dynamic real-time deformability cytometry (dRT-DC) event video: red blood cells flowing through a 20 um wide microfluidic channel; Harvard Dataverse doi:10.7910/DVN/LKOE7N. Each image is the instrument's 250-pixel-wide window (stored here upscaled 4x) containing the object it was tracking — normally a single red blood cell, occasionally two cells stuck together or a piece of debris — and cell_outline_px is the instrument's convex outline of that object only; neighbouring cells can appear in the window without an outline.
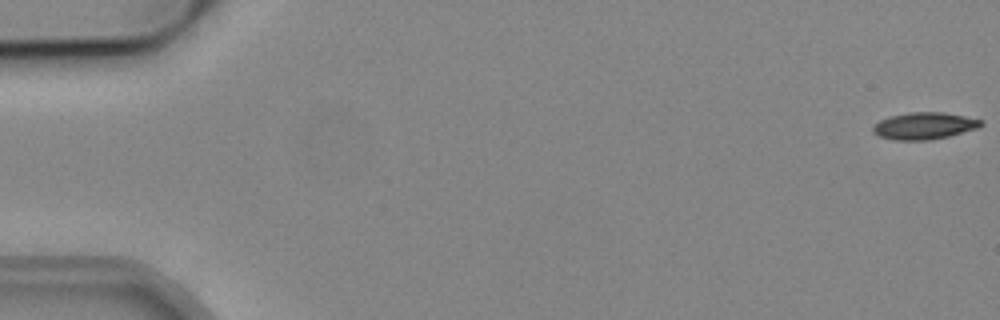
{"species": "common noctule bat (a hibernating species)", "species_latin": "Nyctalus noctula", "temperature_condition": "cold", "stored_images_in_passage": 54, "camera_frame_rate_fps": 3000, "um_per_image_px": 0.085, "animal": {"sex": "male", "body_mass_g": 19.2, "forearm_length_mm": 51.8}, "frame": {"image": 1, "passage_image": 1, "time_ms": 0.0, "image_size_px": [1000, 320], "cell_outline_px": [[984, 124], [976, 128], [948, 136], [928, 140], [896, 140], [880, 136], [872, 132], [872, 128], [880, 120], [888, 116], [908, 112], [944, 112], [984, 120]], "centroid_in_image_um": [78.55, 10.68], "position_along_channel_um": 6.4, "area_um2": 16.88}}
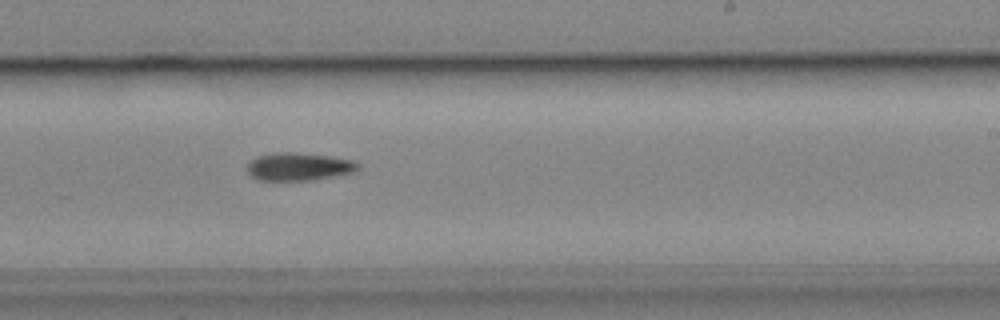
{"frame": {"image": 2, "passage_image": 33, "time_ms": 10.667, "image_size_px": [1000, 320], "cell_outline_px": [[360, 168], [352, 172], [336, 176], [312, 180], [256, 180], [248, 172], [248, 164], [256, 156], [272, 152], [292, 152], [328, 156], [352, 160], [360, 164]], "centroid_in_image_um": [25.39, 14.16], "position_along_channel_um": 263.6, "area_um2": 17.98}}
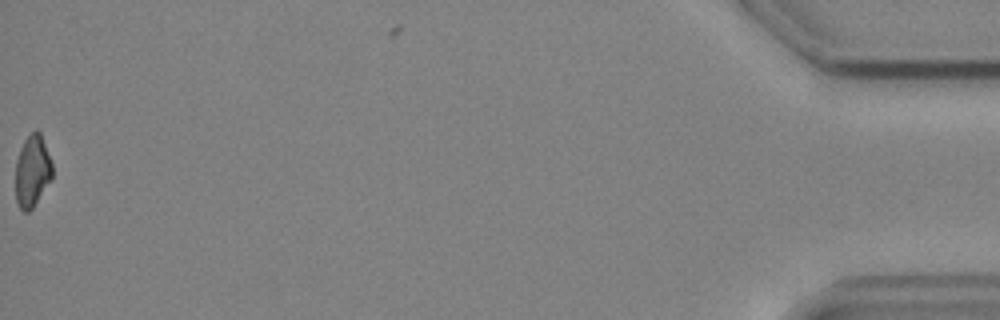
{"frame": {"image": 3, "passage_image": 54, "time_ms": 17.667, "image_size_px": [1000, 320], "cell_outline_px": [[52, 176], [32, 208], [28, 212], [24, 212], [20, 208], [16, 200], [16, 160], [20, 148], [24, 140], [36, 128], [40, 132], [52, 164]], "centroid_in_image_um": [2.73, 14.51], "position_along_channel_um": 432.5, "area_um2": 15.09}, "authors_computed_cell_mechanics": {"area_um2": 17.34, "velocity_mm_per_s": 3.8724, "shape_relaxation_time_tau1_ms": 6.4709, "shape_relaxation_time_tau2_ms": null, "deformation_change_tau1": 0.1473, "deformation_change_tau2": null}}